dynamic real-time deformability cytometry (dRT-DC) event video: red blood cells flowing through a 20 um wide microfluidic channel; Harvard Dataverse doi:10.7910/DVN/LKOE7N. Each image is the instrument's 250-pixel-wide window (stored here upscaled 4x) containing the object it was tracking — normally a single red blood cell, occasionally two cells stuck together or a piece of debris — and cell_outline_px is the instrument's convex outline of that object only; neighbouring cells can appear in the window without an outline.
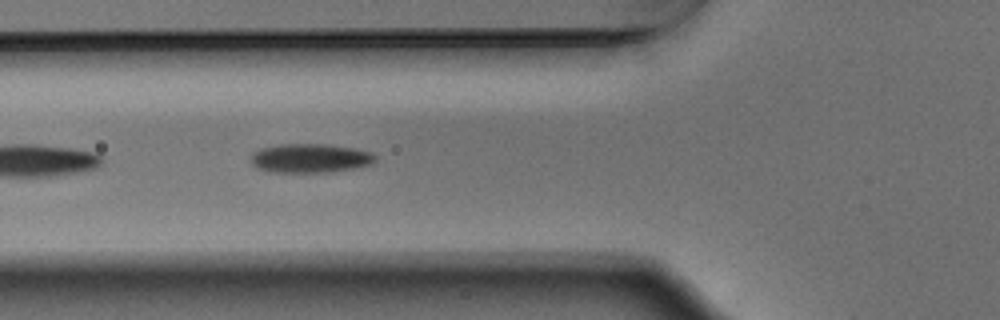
{"species": "Egyptian fruit bat (a non-hibernating species)", "species_latin": "Rousettus aegyptiacus", "temperature_condition": "warm", "stored_images_in_passage": 10, "camera_frame_rate_fps": 3000, "um_per_image_px": 0.085, "animal": {"sex": "male"}, "frame": {"image": 1, "passage_image": 4, "time_ms": 1.0, "image_size_px": [1000, 320], "cell_outline_px": [[376, 160], [372, 164], [356, 168], [332, 172], [272, 172], [256, 168], [252, 164], [252, 152], [260, 148], [280, 144], [324, 144], [356, 148], [372, 152], [376, 156]], "centroid_in_image_um": [26.39, 13.45], "position_along_channel_um": 99.4, "area_um2": 21.27}}